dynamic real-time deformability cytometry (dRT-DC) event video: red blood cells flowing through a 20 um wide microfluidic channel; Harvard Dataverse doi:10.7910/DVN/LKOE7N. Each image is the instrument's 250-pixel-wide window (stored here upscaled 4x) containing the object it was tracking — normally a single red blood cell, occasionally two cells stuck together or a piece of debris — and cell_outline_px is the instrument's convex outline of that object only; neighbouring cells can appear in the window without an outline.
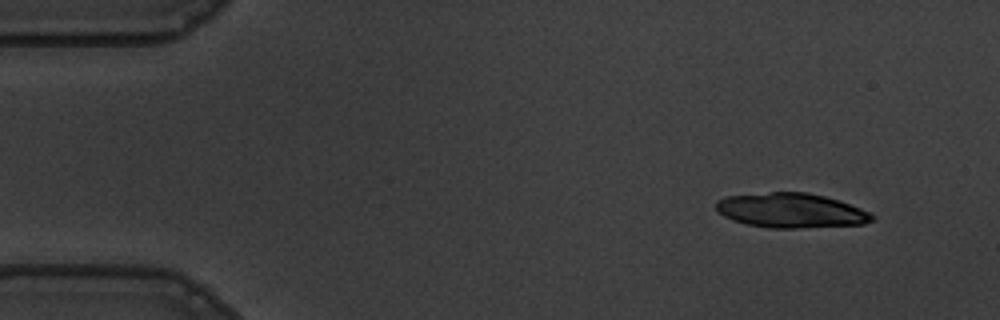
{"species": "common noctule bat (a hibernating species)", "species_latin": "Nyctalus noctula", "temperature_condition": "warm", "stored_images_in_passage": 19, "camera_frame_rate_fps": 3000, "um_per_image_px": 0.085, "animal": {"sex": "male", "body_mass_g": 19.5, "forearm_length_mm": 54.6}, "frame": {"image": 1, "passage_image": 1, "time_ms": 0.0, "image_size_px": [1000, 320], "cell_outline_px": [[876, 216], [872, 220], [864, 224], [796, 228], [768, 228], [748, 224], [732, 220], [724, 216], [716, 208], [716, 200], [728, 196], [772, 192], [808, 192], [840, 200], [860, 208]], "centroid_in_image_um": [67.25, 17.89], "position_along_channel_um": 17.8, "area_um2": 31.39}}